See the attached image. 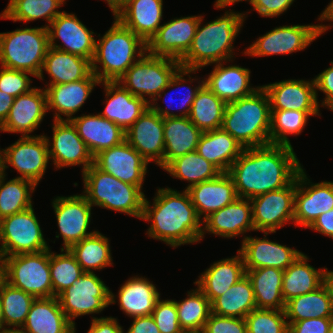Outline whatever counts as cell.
<instances>
[{
	"label": "cell",
	"instance_id": "6da1fadb",
	"mask_svg": "<svg viewBox=\"0 0 333 333\" xmlns=\"http://www.w3.org/2000/svg\"><path fill=\"white\" fill-rule=\"evenodd\" d=\"M302 168L293 147L268 144L244 148L228 174L234 181L238 197L252 199L287 187Z\"/></svg>",
	"mask_w": 333,
	"mask_h": 333
},
{
	"label": "cell",
	"instance_id": "7a4b0ae2",
	"mask_svg": "<svg viewBox=\"0 0 333 333\" xmlns=\"http://www.w3.org/2000/svg\"><path fill=\"white\" fill-rule=\"evenodd\" d=\"M141 220L151 222L146 234L170 247L201 241L202 220L199 218L187 190L159 188L153 203L145 197Z\"/></svg>",
	"mask_w": 333,
	"mask_h": 333
},
{
	"label": "cell",
	"instance_id": "3957f363",
	"mask_svg": "<svg viewBox=\"0 0 333 333\" xmlns=\"http://www.w3.org/2000/svg\"><path fill=\"white\" fill-rule=\"evenodd\" d=\"M248 13L251 12L227 10L219 18L205 24L202 23L204 17L201 15L191 46L179 60L181 67L200 70L223 61L233 63V42L238 37Z\"/></svg>",
	"mask_w": 333,
	"mask_h": 333
},
{
	"label": "cell",
	"instance_id": "277c9868",
	"mask_svg": "<svg viewBox=\"0 0 333 333\" xmlns=\"http://www.w3.org/2000/svg\"><path fill=\"white\" fill-rule=\"evenodd\" d=\"M113 19L110 29L98 35L91 61L92 73L101 82H117L147 51V44L138 35Z\"/></svg>",
	"mask_w": 333,
	"mask_h": 333
},
{
	"label": "cell",
	"instance_id": "5b68a950",
	"mask_svg": "<svg viewBox=\"0 0 333 333\" xmlns=\"http://www.w3.org/2000/svg\"><path fill=\"white\" fill-rule=\"evenodd\" d=\"M271 107L267 91L260 85L254 93L226 103L222 128L244 148L270 144Z\"/></svg>",
	"mask_w": 333,
	"mask_h": 333
},
{
	"label": "cell",
	"instance_id": "8992f818",
	"mask_svg": "<svg viewBox=\"0 0 333 333\" xmlns=\"http://www.w3.org/2000/svg\"><path fill=\"white\" fill-rule=\"evenodd\" d=\"M82 174L84 191L82 194L92 207H101L142 218L145 194L140 187L122 182L92 164Z\"/></svg>",
	"mask_w": 333,
	"mask_h": 333
},
{
	"label": "cell",
	"instance_id": "52a82bcc",
	"mask_svg": "<svg viewBox=\"0 0 333 333\" xmlns=\"http://www.w3.org/2000/svg\"><path fill=\"white\" fill-rule=\"evenodd\" d=\"M49 48L44 26L0 33V66L26 71L38 77Z\"/></svg>",
	"mask_w": 333,
	"mask_h": 333
},
{
	"label": "cell",
	"instance_id": "ba28073f",
	"mask_svg": "<svg viewBox=\"0 0 333 333\" xmlns=\"http://www.w3.org/2000/svg\"><path fill=\"white\" fill-rule=\"evenodd\" d=\"M3 280L35 298L53 297L49 249L3 257Z\"/></svg>",
	"mask_w": 333,
	"mask_h": 333
},
{
	"label": "cell",
	"instance_id": "9c48e42d",
	"mask_svg": "<svg viewBox=\"0 0 333 333\" xmlns=\"http://www.w3.org/2000/svg\"><path fill=\"white\" fill-rule=\"evenodd\" d=\"M180 67L179 60L151 55L146 51L117 82L150 104L168 86Z\"/></svg>",
	"mask_w": 333,
	"mask_h": 333
},
{
	"label": "cell",
	"instance_id": "30bf717a",
	"mask_svg": "<svg viewBox=\"0 0 333 333\" xmlns=\"http://www.w3.org/2000/svg\"><path fill=\"white\" fill-rule=\"evenodd\" d=\"M33 206L0 220V250L3 257L36 253L51 247L44 238Z\"/></svg>",
	"mask_w": 333,
	"mask_h": 333
},
{
	"label": "cell",
	"instance_id": "8fae6325",
	"mask_svg": "<svg viewBox=\"0 0 333 333\" xmlns=\"http://www.w3.org/2000/svg\"><path fill=\"white\" fill-rule=\"evenodd\" d=\"M110 291L95 272H84L57 298L64 314L76 327L77 317L99 314L110 305Z\"/></svg>",
	"mask_w": 333,
	"mask_h": 333
},
{
	"label": "cell",
	"instance_id": "7c38bea8",
	"mask_svg": "<svg viewBox=\"0 0 333 333\" xmlns=\"http://www.w3.org/2000/svg\"><path fill=\"white\" fill-rule=\"evenodd\" d=\"M48 143L45 134L39 136H21L15 143L3 149L2 173L6 175L9 166L20 173L17 178L39 184L50 162Z\"/></svg>",
	"mask_w": 333,
	"mask_h": 333
},
{
	"label": "cell",
	"instance_id": "4fadbf2b",
	"mask_svg": "<svg viewBox=\"0 0 333 333\" xmlns=\"http://www.w3.org/2000/svg\"><path fill=\"white\" fill-rule=\"evenodd\" d=\"M319 36L318 24L283 25L258 37L241 53L252 57L287 55L305 50Z\"/></svg>",
	"mask_w": 333,
	"mask_h": 333
},
{
	"label": "cell",
	"instance_id": "5bb4252c",
	"mask_svg": "<svg viewBox=\"0 0 333 333\" xmlns=\"http://www.w3.org/2000/svg\"><path fill=\"white\" fill-rule=\"evenodd\" d=\"M296 179L287 187L250 199L255 231L276 233L286 223L294 224Z\"/></svg>",
	"mask_w": 333,
	"mask_h": 333
},
{
	"label": "cell",
	"instance_id": "9a60e30c",
	"mask_svg": "<svg viewBox=\"0 0 333 333\" xmlns=\"http://www.w3.org/2000/svg\"><path fill=\"white\" fill-rule=\"evenodd\" d=\"M51 203L60 232V235L55 237L63 238V246L60 249H69L97 231H88L93 208L83 194L57 196Z\"/></svg>",
	"mask_w": 333,
	"mask_h": 333
},
{
	"label": "cell",
	"instance_id": "2e32d148",
	"mask_svg": "<svg viewBox=\"0 0 333 333\" xmlns=\"http://www.w3.org/2000/svg\"><path fill=\"white\" fill-rule=\"evenodd\" d=\"M302 168L296 177L294 226L309 228L323 213L333 209V182H311Z\"/></svg>",
	"mask_w": 333,
	"mask_h": 333
},
{
	"label": "cell",
	"instance_id": "e0dca14e",
	"mask_svg": "<svg viewBox=\"0 0 333 333\" xmlns=\"http://www.w3.org/2000/svg\"><path fill=\"white\" fill-rule=\"evenodd\" d=\"M52 141L45 135L51 162L56 169L82 166V173L93 164V156L69 120H53ZM51 141V142H50Z\"/></svg>",
	"mask_w": 333,
	"mask_h": 333
},
{
	"label": "cell",
	"instance_id": "ac0fdd59",
	"mask_svg": "<svg viewBox=\"0 0 333 333\" xmlns=\"http://www.w3.org/2000/svg\"><path fill=\"white\" fill-rule=\"evenodd\" d=\"M93 164L122 182L143 189L149 162L124 140L121 144L96 154Z\"/></svg>",
	"mask_w": 333,
	"mask_h": 333
},
{
	"label": "cell",
	"instance_id": "d6986e66",
	"mask_svg": "<svg viewBox=\"0 0 333 333\" xmlns=\"http://www.w3.org/2000/svg\"><path fill=\"white\" fill-rule=\"evenodd\" d=\"M49 47L56 48L92 61L97 38L74 13L63 11L49 25ZM61 44H57V40Z\"/></svg>",
	"mask_w": 333,
	"mask_h": 333
},
{
	"label": "cell",
	"instance_id": "ffe728a7",
	"mask_svg": "<svg viewBox=\"0 0 333 333\" xmlns=\"http://www.w3.org/2000/svg\"><path fill=\"white\" fill-rule=\"evenodd\" d=\"M201 15L174 18L163 23L147 43L151 55L180 60L189 50Z\"/></svg>",
	"mask_w": 333,
	"mask_h": 333
},
{
	"label": "cell",
	"instance_id": "44dd1931",
	"mask_svg": "<svg viewBox=\"0 0 333 333\" xmlns=\"http://www.w3.org/2000/svg\"><path fill=\"white\" fill-rule=\"evenodd\" d=\"M164 119L148 107L125 131V140L149 163L163 169Z\"/></svg>",
	"mask_w": 333,
	"mask_h": 333
},
{
	"label": "cell",
	"instance_id": "7402d4cb",
	"mask_svg": "<svg viewBox=\"0 0 333 333\" xmlns=\"http://www.w3.org/2000/svg\"><path fill=\"white\" fill-rule=\"evenodd\" d=\"M47 110L45 89L35 87L29 92L14 98L8 117L0 125V132L32 134L43 121Z\"/></svg>",
	"mask_w": 333,
	"mask_h": 333
},
{
	"label": "cell",
	"instance_id": "603a6c76",
	"mask_svg": "<svg viewBox=\"0 0 333 333\" xmlns=\"http://www.w3.org/2000/svg\"><path fill=\"white\" fill-rule=\"evenodd\" d=\"M272 232H264V238L247 236L242 240L241 253L246 270L274 267L286 270L302 253L297 249L271 241L267 238Z\"/></svg>",
	"mask_w": 333,
	"mask_h": 333
},
{
	"label": "cell",
	"instance_id": "cb8c5ba5",
	"mask_svg": "<svg viewBox=\"0 0 333 333\" xmlns=\"http://www.w3.org/2000/svg\"><path fill=\"white\" fill-rule=\"evenodd\" d=\"M201 240L206 233L224 238L244 236L248 231H255L250 199L237 198L231 204L210 214L202 221Z\"/></svg>",
	"mask_w": 333,
	"mask_h": 333
},
{
	"label": "cell",
	"instance_id": "d4e9b609",
	"mask_svg": "<svg viewBox=\"0 0 333 333\" xmlns=\"http://www.w3.org/2000/svg\"><path fill=\"white\" fill-rule=\"evenodd\" d=\"M100 83L101 81L91 73L86 79L43 87L47 96V110L54 111V120L70 121L85 104L95 86Z\"/></svg>",
	"mask_w": 333,
	"mask_h": 333
},
{
	"label": "cell",
	"instance_id": "484cf974",
	"mask_svg": "<svg viewBox=\"0 0 333 333\" xmlns=\"http://www.w3.org/2000/svg\"><path fill=\"white\" fill-rule=\"evenodd\" d=\"M262 86L268 93L271 110L320 111L314 79H285Z\"/></svg>",
	"mask_w": 333,
	"mask_h": 333
},
{
	"label": "cell",
	"instance_id": "4316f807",
	"mask_svg": "<svg viewBox=\"0 0 333 333\" xmlns=\"http://www.w3.org/2000/svg\"><path fill=\"white\" fill-rule=\"evenodd\" d=\"M113 16L147 44L162 25L163 0H129Z\"/></svg>",
	"mask_w": 333,
	"mask_h": 333
},
{
	"label": "cell",
	"instance_id": "83f0119b",
	"mask_svg": "<svg viewBox=\"0 0 333 333\" xmlns=\"http://www.w3.org/2000/svg\"><path fill=\"white\" fill-rule=\"evenodd\" d=\"M187 192L202 221L238 198L234 181L228 172H222L214 179L194 185L188 188Z\"/></svg>",
	"mask_w": 333,
	"mask_h": 333
},
{
	"label": "cell",
	"instance_id": "f1b7e54d",
	"mask_svg": "<svg viewBox=\"0 0 333 333\" xmlns=\"http://www.w3.org/2000/svg\"><path fill=\"white\" fill-rule=\"evenodd\" d=\"M228 61L216 63L204 84L225 103L237 101L254 93L260 86L251 87L248 68L239 65L224 66Z\"/></svg>",
	"mask_w": 333,
	"mask_h": 333
},
{
	"label": "cell",
	"instance_id": "f546056e",
	"mask_svg": "<svg viewBox=\"0 0 333 333\" xmlns=\"http://www.w3.org/2000/svg\"><path fill=\"white\" fill-rule=\"evenodd\" d=\"M120 285L118 295L110 291V305L118 302L120 310L131 319L152 315L156 302L160 298L155 284L145 276H132ZM118 297V301L116 300Z\"/></svg>",
	"mask_w": 333,
	"mask_h": 333
},
{
	"label": "cell",
	"instance_id": "4dcf8cb0",
	"mask_svg": "<svg viewBox=\"0 0 333 333\" xmlns=\"http://www.w3.org/2000/svg\"><path fill=\"white\" fill-rule=\"evenodd\" d=\"M105 108L99 114L126 131L149 107L146 100L134 96L119 82H101Z\"/></svg>",
	"mask_w": 333,
	"mask_h": 333
},
{
	"label": "cell",
	"instance_id": "1f68e13d",
	"mask_svg": "<svg viewBox=\"0 0 333 333\" xmlns=\"http://www.w3.org/2000/svg\"><path fill=\"white\" fill-rule=\"evenodd\" d=\"M70 121L93 157L125 140V131L99 113L74 116Z\"/></svg>",
	"mask_w": 333,
	"mask_h": 333
},
{
	"label": "cell",
	"instance_id": "d6a6232c",
	"mask_svg": "<svg viewBox=\"0 0 333 333\" xmlns=\"http://www.w3.org/2000/svg\"><path fill=\"white\" fill-rule=\"evenodd\" d=\"M245 275L243 257L237 250L236 256L214 262L199 275L194 284L212 303Z\"/></svg>",
	"mask_w": 333,
	"mask_h": 333
},
{
	"label": "cell",
	"instance_id": "836d02e7",
	"mask_svg": "<svg viewBox=\"0 0 333 333\" xmlns=\"http://www.w3.org/2000/svg\"><path fill=\"white\" fill-rule=\"evenodd\" d=\"M21 328L27 333H76L55 296L36 298Z\"/></svg>",
	"mask_w": 333,
	"mask_h": 333
},
{
	"label": "cell",
	"instance_id": "e575fe53",
	"mask_svg": "<svg viewBox=\"0 0 333 333\" xmlns=\"http://www.w3.org/2000/svg\"><path fill=\"white\" fill-rule=\"evenodd\" d=\"M44 71L50 76L46 84L56 85L86 79L91 73V61L80 56L49 47L38 79L44 80Z\"/></svg>",
	"mask_w": 333,
	"mask_h": 333
},
{
	"label": "cell",
	"instance_id": "d590c367",
	"mask_svg": "<svg viewBox=\"0 0 333 333\" xmlns=\"http://www.w3.org/2000/svg\"><path fill=\"white\" fill-rule=\"evenodd\" d=\"M202 133L189 117L164 118L163 169L175 158L196 151Z\"/></svg>",
	"mask_w": 333,
	"mask_h": 333
},
{
	"label": "cell",
	"instance_id": "8d00e7d4",
	"mask_svg": "<svg viewBox=\"0 0 333 333\" xmlns=\"http://www.w3.org/2000/svg\"><path fill=\"white\" fill-rule=\"evenodd\" d=\"M309 258L301 253L298 258L284 270L282 280V296L286 303L290 299L310 293L327 281V269L308 264Z\"/></svg>",
	"mask_w": 333,
	"mask_h": 333
},
{
	"label": "cell",
	"instance_id": "74e56055",
	"mask_svg": "<svg viewBox=\"0 0 333 333\" xmlns=\"http://www.w3.org/2000/svg\"><path fill=\"white\" fill-rule=\"evenodd\" d=\"M243 149L244 147L221 127L203 132L196 151L221 172H228Z\"/></svg>",
	"mask_w": 333,
	"mask_h": 333
},
{
	"label": "cell",
	"instance_id": "f35d334b",
	"mask_svg": "<svg viewBox=\"0 0 333 333\" xmlns=\"http://www.w3.org/2000/svg\"><path fill=\"white\" fill-rule=\"evenodd\" d=\"M196 71H199V69H187V68L180 67L176 71V73L174 74V76L171 78L168 86L165 87L157 95V97L149 104V107L154 112H156L157 114H159L163 119L164 118H169V117H189L193 101H194V99H195L198 91L204 85V78L202 80L200 79L198 81V78L197 79H196V77L192 78V76L190 75V74H195ZM186 75H187V77L189 79L185 78ZM195 81H197V83H198V85H196V84L194 85L195 87L194 86L191 87V86L188 85V83H193ZM180 87L184 88L185 95L183 96L182 94L177 93L178 97H180V96L181 97L179 98L180 99L179 103H177V107L179 106L178 110H177V113H174L173 110L171 109L172 105L170 106L169 103H168V102L171 103L172 101L174 102V97H172L171 93H168L167 90H169V92H172V91H170V89L171 90H175V89H178ZM177 92H178V90H177ZM167 95H169V97H167L169 99H164V101L166 100L165 103L167 102L168 105H167V107H165V108L163 107L162 108L160 105H158L157 101L160 100L162 98V96L165 97ZM175 109H176V107H175ZM170 110H172V111H170ZM178 111H180V112H178Z\"/></svg>",
	"mask_w": 333,
	"mask_h": 333
},
{
	"label": "cell",
	"instance_id": "ab89813d",
	"mask_svg": "<svg viewBox=\"0 0 333 333\" xmlns=\"http://www.w3.org/2000/svg\"><path fill=\"white\" fill-rule=\"evenodd\" d=\"M287 322L333 317V292L326 281L313 292L294 297L285 303Z\"/></svg>",
	"mask_w": 333,
	"mask_h": 333
},
{
	"label": "cell",
	"instance_id": "60d3db41",
	"mask_svg": "<svg viewBox=\"0 0 333 333\" xmlns=\"http://www.w3.org/2000/svg\"><path fill=\"white\" fill-rule=\"evenodd\" d=\"M284 271L274 267L246 270L256 302V308L284 310L282 280Z\"/></svg>",
	"mask_w": 333,
	"mask_h": 333
},
{
	"label": "cell",
	"instance_id": "b9f144b4",
	"mask_svg": "<svg viewBox=\"0 0 333 333\" xmlns=\"http://www.w3.org/2000/svg\"><path fill=\"white\" fill-rule=\"evenodd\" d=\"M253 309H256V302L247 275L211 303V313L220 316L245 318Z\"/></svg>",
	"mask_w": 333,
	"mask_h": 333
},
{
	"label": "cell",
	"instance_id": "7bdbcfd3",
	"mask_svg": "<svg viewBox=\"0 0 333 333\" xmlns=\"http://www.w3.org/2000/svg\"><path fill=\"white\" fill-rule=\"evenodd\" d=\"M110 240L98 230L72 245L68 250L84 272L94 273L113 264Z\"/></svg>",
	"mask_w": 333,
	"mask_h": 333
},
{
	"label": "cell",
	"instance_id": "ee69618b",
	"mask_svg": "<svg viewBox=\"0 0 333 333\" xmlns=\"http://www.w3.org/2000/svg\"><path fill=\"white\" fill-rule=\"evenodd\" d=\"M65 3V0H9L7 7L0 14V19L28 23L42 18L48 22L44 25L48 28L50 23L63 12L58 9Z\"/></svg>",
	"mask_w": 333,
	"mask_h": 333
},
{
	"label": "cell",
	"instance_id": "f6af8a7d",
	"mask_svg": "<svg viewBox=\"0 0 333 333\" xmlns=\"http://www.w3.org/2000/svg\"><path fill=\"white\" fill-rule=\"evenodd\" d=\"M173 178L188 181V188L216 178L222 172L197 151L189 152L172 160L164 169Z\"/></svg>",
	"mask_w": 333,
	"mask_h": 333
},
{
	"label": "cell",
	"instance_id": "bcb514c9",
	"mask_svg": "<svg viewBox=\"0 0 333 333\" xmlns=\"http://www.w3.org/2000/svg\"><path fill=\"white\" fill-rule=\"evenodd\" d=\"M226 103L205 84L198 91L189 114V119L202 132L222 127Z\"/></svg>",
	"mask_w": 333,
	"mask_h": 333
},
{
	"label": "cell",
	"instance_id": "7dc6e473",
	"mask_svg": "<svg viewBox=\"0 0 333 333\" xmlns=\"http://www.w3.org/2000/svg\"><path fill=\"white\" fill-rule=\"evenodd\" d=\"M5 177L7 174H0V220L31 208L32 193L37 187L27 179L15 177L6 181Z\"/></svg>",
	"mask_w": 333,
	"mask_h": 333
},
{
	"label": "cell",
	"instance_id": "c3c4849f",
	"mask_svg": "<svg viewBox=\"0 0 333 333\" xmlns=\"http://www.w3.org/2000/svg\"><path fill=\"white\" fill-rule=\"evenodd\" d=\"M321 116L320 111L271 110L270 144L291 145L287 135H299L311 116Z\"/></svg>",
	"mask_w": 333,
	"mask_h": 333
},
{
	"label": "cell",
	"instance_id": "681fc988",
	"mask_svg": "<svg viewBox=\"0 0 333 333\" xmlns=\"http://www.w3.org/2000/svg\"><path fill=\"white\" fill-rule=\"evenodd\" d=\"M180 327L184 332H202L211 314V303L197 287L187 292V297L175 301Z\"/></svg>",
	"mask_w": 333,
	"mask_h": 333
},
{
	"label": "cell",
	"instance_id": "f907efd6",
	"mask_svg": "<svg viewBox=\"0 0 333 333\" xmlns=\"http://www.w3.org/2000/svg\"><path fill=\"white\" fill-rule=\"evenodd\" d=\"M36 298L21 289L14 288L3 279L0 281V302L4 329L21 328Z\"/></svg>",
	"mask_w": 333,
	"mask_h": 333
},
{
	"label": "cell",
	"instance_id": "816d5d0a",
	"mask_svg": "<svg viewBox=\"0 0 333 333\" xmlns=\"http://www.w3.org/2000/svg\"><path fill=\"white\" fill-rule=\"evenodd\" d=\"M49 267L53 297H57L84 274L83 269L68 249H61L60 254L49 249Z\"/></svg>",
	"mask_w": 333,
	"mask_h": 333
},
{
	"label": "cell",
	"instance_id": "f5cc1de1",
	"mask_svg": "<svg viewBox=\"0 0 333 333\" xmlns=\"http://www.w3.org/2000/svg\"><path fill=\"white\" fill-rule=\"evenodd\" d=\"M247 333H288L284 310L253 309L245 317Z\"/></svg>",
	"mask_w": 333,
	"mask_h": 333
},
{
	"label": "cell",
	"instance_id": "db71d44e",
	"mask_svg": "<svg viewBox=\"0 0 333 333\" xmlns=\"http://www.w3.org/2000/svg\"><path fill=\"white\" fill-rule=\"evenodd\" d=\"M152 317L160 333H184L180 327L174 299L161 300L160 297L156 302Z\"/></svg>",
	"mask_w": 333,
	"mask_h": 333
},
{
	"label": "cell",
	"instance_id": "11a10c76",
	"mask_svg": "<svg viewBox=\"0 0 333 333\" xmlns=\"http://www.w3.org/2000/svg\"><path fill=\"white\" fill-rule=\"evenodd\" d=\"M34 77L31 73L20 70L8 69L1 66L0 69V90L15 97L29 92Z\"/></svg>",
	"mask_w": 333,
	"mask_h": 333
},
{
	"label": "cell",
	"instance_id": "9f6ffc18",
	"mask_svg": "<svg viewBox=\"0 0 333 333\" xmlns=\"http://www.w3.org/2000/svg\"><path fill=\"white\" fill-rule=\"evenodd\" d=\"M202 333H247L245 318L209 315Z\"/></svg>",
	"mask_w": 333,
	"mask_h": 333
},
{
	"label": "cell",
	"instance_id": "6f0895ef",
	"mask_svg": "<svg viewBox=\"0 0 333 333\" xmlns=\"http://www.w3.org/2000/svg\"><path fill=\"white\" fill-rule=\"evenodd\" d=\"M295 0H252L249 4L262 17H278L291 7Z\"/></svg>",
	"mask_w": 333,
	"mask_h": 333
},
{
	"label": "cell",
	"instance_id": "680465c9",
	"mask_svg": "<svg viewBox=\"0 0 333 333\" xmlns=\"http://www.w3.org/2000/svg\"><path fill=\"white\" fill-rule=\"evenodd\" d=\"M332 318H311L288 322V333H328Z\"/></svg>",
	"mask_w": 333,
	"mask_h": 333
},
{
	"label": "cell",
	"instance_id": "91938a15",
	"mask_svg": "<svg viewBox=\"0 0 333 333\" xmlns=\"http://www.w3.org/2000/svg\"><path fill=\"white\" fill-rule=\"evenodd\" d=\"M331 66L327 69L323 70L317 76H315V90H316V98L318 100V91L323 92L325 94V98L321 101L322 107L327 108L333 102V61L330 62Z\"/></svg>",
	"mask_w": 333,
	"mask_h": 333
},
{
	"label": "cell",
	"instance_id": "94428289",
	"mask_svg": "<svg viewBox=\"0 0 333 333\" xmlns=\"http://www.w3.org/2000/svg\"><path fill=\"white\" fill-rule=\"evenodd\" d=\"M91 325L87 333H124L117 318L112 316L91 317Z\"/></svg>",
	"mask_w": 333,
	"mask_h": 333
},
{
	"label": "cell",
	"instance_id": "6125c7cd",
	"mask_svg": "<svg viewBox=\"0 0 333 333\" xmlns=\"http://www.w3.org/2000/svg\"><path fill=\"white\" fill-rule=\"evenodd\" d=\"M125 333H160L152 315L133 317V321Z\"/></svg>",
	"mask_w": 333,
	"mask_h": 333
},
{
	"label": "cell",
	"instance_id": "be15d7a7",
	"mask_svg": "<svg viewBox=\"0 0 333 333\" xmlns=\"http://www.w3.org/2000/svg\"><path fill=\"white\" fill-rule=\"evenodd\" d=\"M309 229L333 239V209L321 214Z\"/></svg>",
	"mask_w": 333,
	"mask_h": 333
},
{
	"label": "cell",
	"instance_id": "e7e4bbea",
	"mask_svg": "<svg viewBox=\"0 0 333 333\" xmlns=\"http://www.w3.org/2000/svg\"><path fill=\"white\" fill-rule=\"evenodd\" d=\"M14 97L0 90V125L8 117L11 106L13 105Z\"/></svg>",
	"mask_w": 333,
	"mask_h": 333
},
{
	"label": "cell",
	"instance_id": "03108f58",
	"mask_svg": "<svg viewBox=\"0 0 333 333\" xmlns=\"http://www.w3.org/2000/svg\"><path fill=\"white\" fill-rule=\"evenodd\" d=\"M318 21H321V24H318L319 35L321 36L325 31L329 28H332V25L322 24V21H331L333 22V0L325 7L324 11H322L321 15L318 18Z\"/></svg>",
	"mask_w": 333,
	"mask_h": 333
},
{
	"label": "cell",
	"instance_id": "003e7915",
	"mask_svg": "<svg viewBox=\"0 0 333 333\" xmlns=\"http://www.w3.org/2000/svg\"><path fill=\"white\" fill-rule=\"evenodd\" d=\"M243 2V1H249V2H251L252 0H216L215 1V4H214V7L216 8V9H226V7H228V6H232L233 4H236V3H238V2Z\"/></svg>",
	"mask_w": 333,
	"mask_h": 333
},
{
	"label": "cell",
	"instance_id": "a7ac6f4b",
	"mask_svg": "<svg viewBox=\"0 0 333 333\" xmlns=\"http://www.w3.org/2000/svg\"><path fill=\"white\" fill-rule=\"evenodd\" d=\"M0 333H27L22 328H6L3 329Z\"/></svg>",
	"mask_w": 333,
	"mask_h": 333
},
{
	"label": "cell",
	"instance_id": "89a4df30",
	"mask_svg": "<svg viewBox=\"0 0 333 333\" xmlns=\"http://www.w3.org/2000/svg\"><path fill=\"white\" fill-rule=\"evenodd\" d=\"M105 2L108 4V7L114 14L116 12V0H105Z\"/></svg>",
	"mask_w": 333,
	"mask_h": 333
},
{
	"label": "cell",
	"instance_id": "2644e50d",
	"mask_svg": "<svg viewBox=\"0 0 333 333\" xmlns=\"http://www.w3.org/2000/svg\"><path fill=\"white\" fill-rule=\"evenodd\" d=\"M327 282L329 283L333 292V271L327 269Z\"/></svg>",
	"mask_w": 333,
	"mask_h": 333
},
{
	"label": "cell",
	"instance_id": "8c879c8a",
	"mask_svg": "<svg viewBox=\"0 0 333 333\" xmlns=\"http://www.w3.org/2000/svg\"><path fill=\"white\" fill-rule=\"evenodd\" d=\"M4 329V320L2 315V307L0 302V332Z\"/></svg>",
	"mask_w": 333,
	"mask_h": 333
},
{
	"label": "cell",
	"instance_id": "753ad0ef",
	"mask_svg": "<svg viewBox=\"0 0 333 333\" xmlns=\"http://www.w3.org/2000/svg\"><path fill=\"white\" fill-rule=\"evenodd\" d=\"M129 0H116V11Z\"/></svg>",
	"mask_w": 333,
	"mask_h": 333
},
{
	"label": "cell",
	"instance_id": "34e18365",
	"mask_svg": "<svg viewBox=\"0 0 333 333\" xmlns=\"http://www.w3.org/2000/svg\"><path fill=\"white\" fill-rule=\"evenodd\" d=\"M2 154H3V149L0 148V174L3 171V166H2Z\"/></svg>",
	"mask_w": 333,
	"mask_h": 333
},
{
	"label": "cell",
	"instance_id": "11e5206c",
	"mask_svg": "<svg viewBox=\"0 0 333 333\" xmlns=\"http://www.w3.org/2000/svg\"><path fill=\"white\" fill-rule=\"evenodd\" d=\"M328 333H333V317H332V321H331Z\"/></svg>",
	"mask_w": 333,
	"mask_h": 333
},
{
	"label": "cell",
	"instance_id": "2a66077c",
	"mask_svg": "<svg viewBox=\"0 0 333 333\" xmlns=\"http://www.w3.org/2000/svg\"><path fill=\"white\" fill-rule=\"evenodd\" d=\"M3 279L2 277V262H0V281Z\"/></svg>",
	"mask_w": 333,
	"mask_h": 333
},
{
	"label": "cell",
	"instance_id": "b9fcfbb0",
	"mask_svg": "<svg viewBox=\"0 0 333 333\" xmlns=\"http://www.w3.org/2000/svg\"><path fill=\"white\" fill-rule=\"evenodd\" d=\"M327 109H329L333 112V102L327 107Z\"/></svg>",
	"mask_w": 333,
	"mask_h": 333
},
{
	"label": "cell",
	"instance_id": "09005b40",
	"mask_svg": "<svg viewBox=\"0 0 333 333\" xmlns=\"http://www.w3.org/2000/svg\"><path fill=\"white\" fill-rule=\"evenodd\" d=\"M3 260V256H2V253H1V250H0V262H2Z\"/></svg>",
	"mask_w": 333,
	"mask_h": 333
},
{
	"label": "cell",
	"instance_id": "979ff035",
	"mask_svg": "<svg viewBox=\"0 0 333 333\" xmlns=\"http://www.w3.org/2000/svg\"><path fill=\"white\" fill-rule=\"evenodd\" d=\"M184 333H202V332H184Z\"/></svg>",
	"mask_w": 333,
	"mask_h": 333
}]
</instances>
